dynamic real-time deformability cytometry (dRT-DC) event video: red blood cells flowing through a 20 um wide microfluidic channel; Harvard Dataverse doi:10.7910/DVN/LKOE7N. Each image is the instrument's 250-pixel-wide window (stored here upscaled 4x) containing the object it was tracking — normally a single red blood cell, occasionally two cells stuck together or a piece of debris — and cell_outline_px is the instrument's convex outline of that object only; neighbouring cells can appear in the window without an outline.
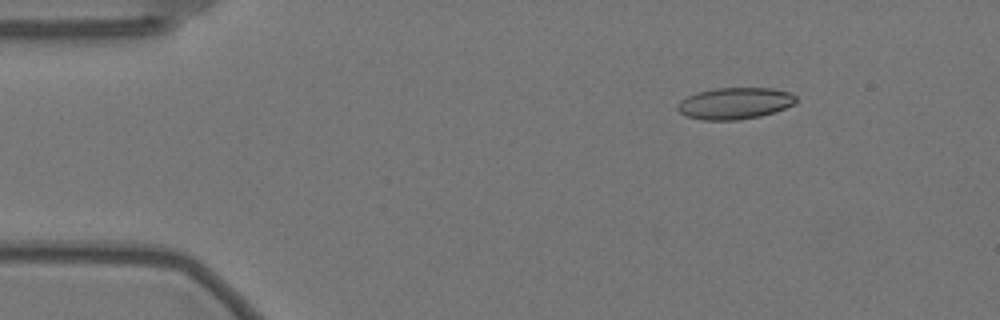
{"species": "Egyptian fruit bat (a non-hibernating species)", "species_latin": "Rousettus aegyptiacus", "temperature_condition": "warm", "stored_images_in_passage": 43, "camera_frame_rate_fps": 3000, "um_per_image_px": 0.085, "animal": {"sex": "female"}, "frame": {"image": 1, "passage_image": 1, "time_ms": 0.0, "image_size_px": [1000, 320], "cell_outline_px": [[796, 104], [760, 116], [736, 120], [700, 120], [688, 116], [680, 112], [676, 108], [676, 104], [680, 100], [696, 92], [712, 88], [772, 88], [792, 92], [796, 96]], "centroid_in_image_um": [62.45, 8.77], "position_along_channel_um": 22.6, "area_um2": 21.96}}
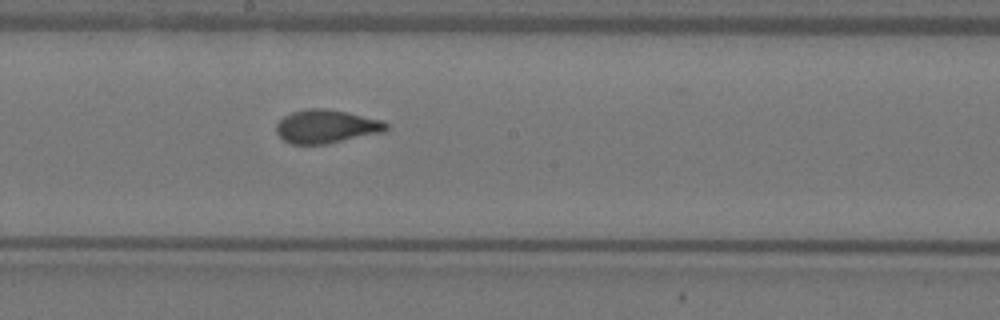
{"frame": {"image": 2, "passage_image": 24, "time_ms": 7.667, "image_size_px": [1000, 320], "cell_outline_px": [[388, 128], [384, 132], [324, 144], [292, 144], [284, 140], [276, 132], [276, 124], [284, 116], [292, 112], [308, 108], [324, 108], [384, 120], [388, 124]], "centroid_in_image_um": [27.74, 10.75], "position_along_channel_um": 220.5, "area_um2": 21.27}}
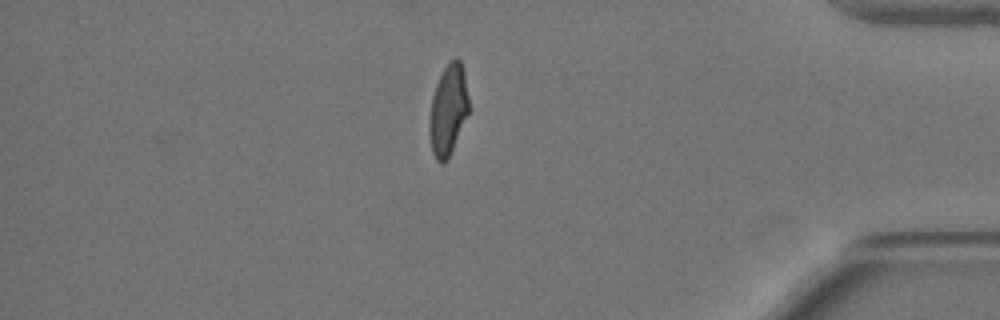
{"frame": {"image": 3, "passage_image": 42, "time_ms": 13.667, "image_size_px": [1000, 320], "cell_outline_px": [[468, 112], [448, 160], [444, 164], [440, 164], [436, 160], [432, 152], [428, 136], [428, 120], [432, 96], [436, 84], [444, 68], [456, 56], [460, 60], [464, 72], [468, 96]], "centroid_in_image_um": [38.06, 9.4], "position_along_channel_um": 397.1, "area_um2": 20.92}}